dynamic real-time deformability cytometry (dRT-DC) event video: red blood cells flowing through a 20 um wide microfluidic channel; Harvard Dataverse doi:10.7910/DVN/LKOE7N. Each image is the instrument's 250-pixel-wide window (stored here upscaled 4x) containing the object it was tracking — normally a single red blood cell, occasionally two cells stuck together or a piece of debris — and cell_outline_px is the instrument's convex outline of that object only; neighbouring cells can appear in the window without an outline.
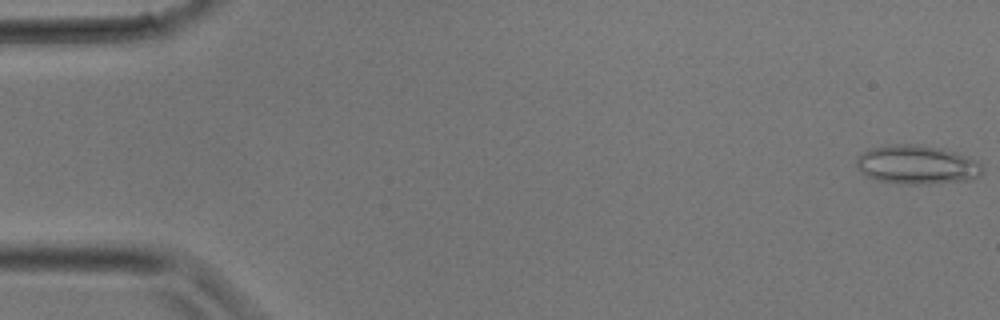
{"species": "common noctule bat (a hibernating species)", "species_latin": "Nyctalus noctula", "temperature_condition": "room temperature", "stored_images_in_passage": 29, "camera_frame_rate_fps": 3000, "um_per_image_px": 0.085, "animal": {"sex": "male", "body_mass_g": 17.9}, "frame": {"image": 1, "passage_image": 1, "time_ms": 0.0, "image_size_px": [1000, 320], "cell_outline_px": [[984, 172], [972, 180], [928, 184], [904, 184], [876, 180], [860, 172], [856, 168], [856, 156], [868, 148], [892, 144], [912, 144], [940, 148], [956, 152], [976, 160], [980, 164]], "centroid_in_image_um": [77.91, 14.0], "position_along_channel_um": 7.1, "area_um2": 28.84}}
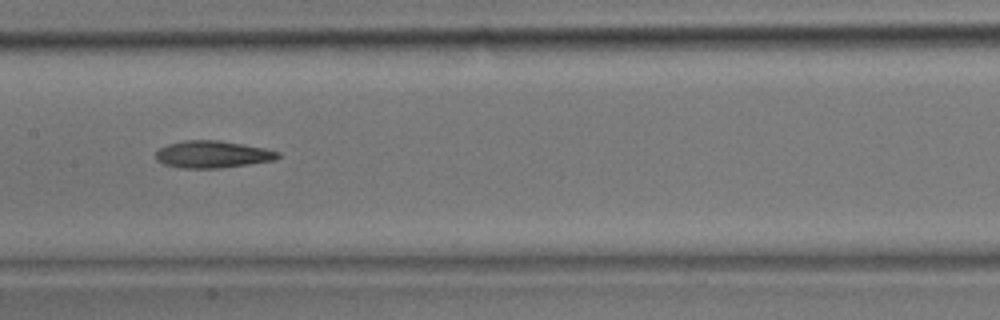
{"frame": {"image": 2, "passage_image": 16, "time_ms": 5.0, "image_size_px": [1000, 320], "cell_outline_px": [[280, 156], [276, 160], [220, 168], [180, 168], [164, 164], [156, 160], [156, 152], [160, 148], [168, 144], [184, 140], [220, 140], [244, 144], [264, 148], [280, 152]], "centroid_in_image_um": [18.07, 13.12], "position_along_channel_um": 189.3, "area_um2": 19.36}}
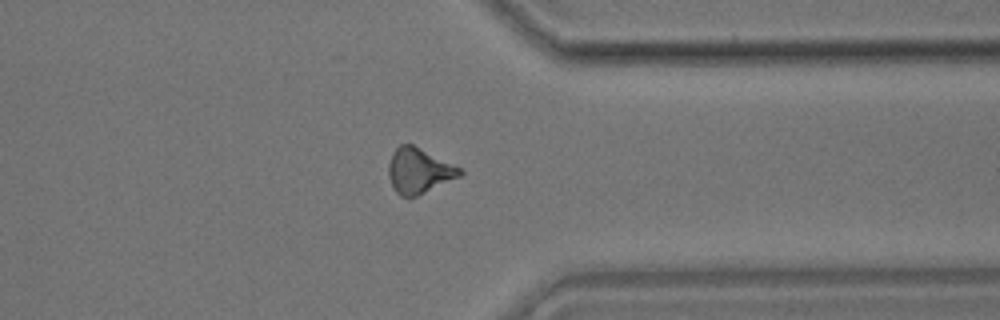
{"frame": {"image": 3, "passage_image": 25, "time_ms": 8.0, "image_size_px": [1000, 320], "cell_outline_px": [[464, 172], [460, 176], [408, 200], [400, 196], [396, 192], [388, 176], [388, 164], [392, 152], [400, 144], [412, 144], [460, 168]], "centroid_in_image_um": [35.56, 14.54], "position_along_channel_um": 375.8, "area_um2": 18.73}}